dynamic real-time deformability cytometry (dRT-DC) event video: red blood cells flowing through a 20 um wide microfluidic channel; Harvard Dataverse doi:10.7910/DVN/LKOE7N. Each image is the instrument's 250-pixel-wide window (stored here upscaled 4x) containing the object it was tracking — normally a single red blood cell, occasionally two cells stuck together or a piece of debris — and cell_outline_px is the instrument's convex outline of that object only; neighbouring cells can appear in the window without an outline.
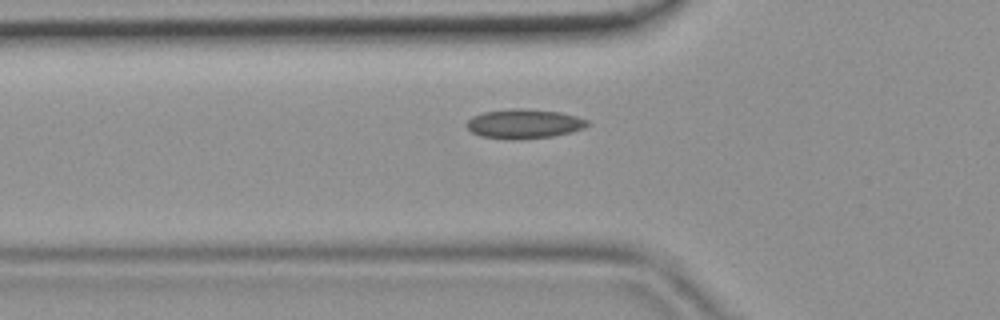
{"species": "common noctule bat (a hibernating species)", "species_latin": "Nyctalus noctula", "temperature_condition": "room temperature", "stored_images_in_passage": 39, "camera_frame_rate_fps": 3000, "um_per_image_px": 0.085, "animal": {"sex": "female", "body_mass_g": 19.9}, "frame": {"image": 1, "passage_image": 14, "time_ms": 4.333, "image_size_px": [1000, 320], "cell_outline_px": [[588, 124], [584, 128], [572, 132], [552, 136], [516, 140], [508, 140], [480, 136], [472, 132], [464, 124], [472, 116], [484, 112], [516, 108], [524, 108], [560, 112], [576, 116], [588, 120]], "centroid_in_image_um": [44.52, 10.53], "position_along_channel_um": 81.3, "area_um2": 20.81}}
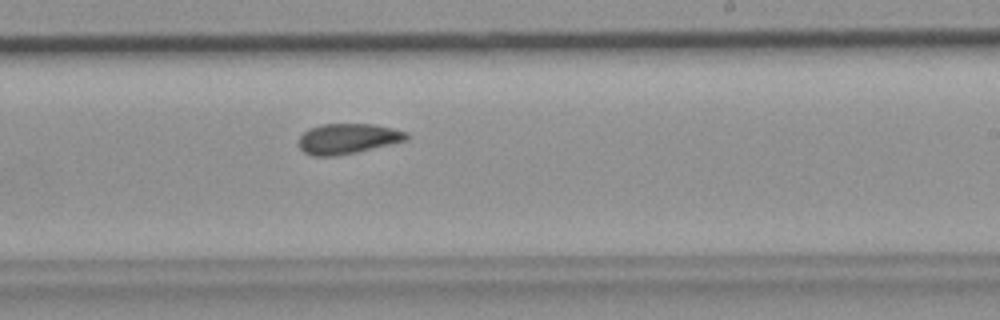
{"frame": {"image": 2, "passage_image": 26, "time_ms": 8.333, "image_size_px": [1000, 320], "cell_outline_px": [[408, 136], [404, 140], [356, 152], [336, 156], [312, 156], [304, 152], [300, 148], [300, 136], [308, 128], [320, 124], [372, 124], [392, 128], [408, 132]], "centroid_in_image_um": [29.51, 11.78], "position_along_channel_um": 259.5, "area_um2": 18.79}}
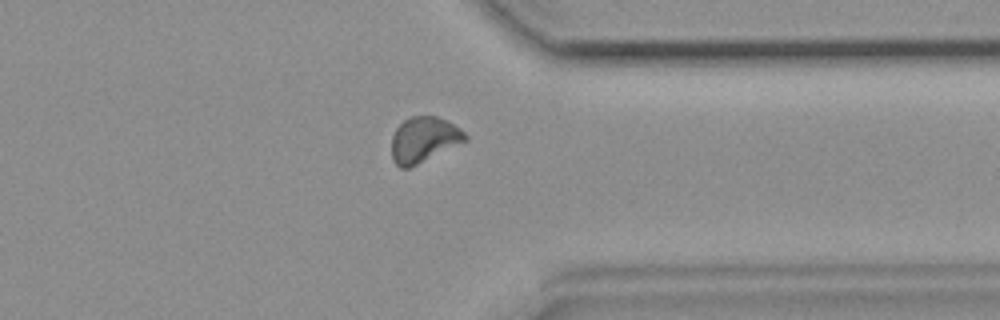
{"frame": {"image": 3, "passage_image": 34, "time_ms": 11.0, "image_size_px": [1000, 320], "cell_outline_px": [[468, 140], [408, 168], [400, 168], [392, 160], [392, 136], [396, 128], [404, 120], [412, 116], [436, 116], [452, 124], [464, 132], [468, 136]], "centroid_in_image_um": [36.0, 11.87], "position_along_channel_um": 375.4, "area_um2": 19.19}}